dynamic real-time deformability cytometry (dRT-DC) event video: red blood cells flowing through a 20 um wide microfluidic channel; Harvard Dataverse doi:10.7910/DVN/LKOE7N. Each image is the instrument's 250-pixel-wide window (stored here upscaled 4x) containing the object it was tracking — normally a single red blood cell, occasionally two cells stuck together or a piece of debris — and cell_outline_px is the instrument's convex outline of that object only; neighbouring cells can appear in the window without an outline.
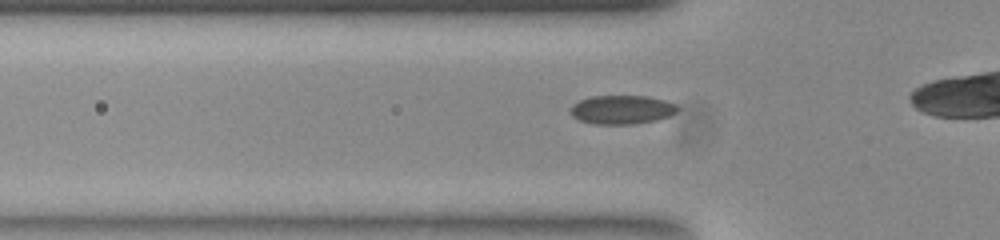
{"species": "common noctule bat (a hibernating species)", "species_latin": "Nyctalus noctula", "temperature_condition": "room temperature", "stored_images_in_passage": 33, "camera_frame_rate_fps": 3000, "um_per_image_px": 0.085, "animal": {"sex": "female", "body_mass_g": 23.0, "forearm_length_mm": 53.4}, "frame": {"image": 1, "passage_image": 8, "time_ms": 2.333, "image_size_px": [1000, 240], "cell_outline_px": [[680, 108], [676, 112], [668, 116], [656, 120], [628, 124], [596, 124], [580, 120], [572, 116], [568, 108], [572, 104], [588, 96], [648, 96], [664, 100], [676, 104]], "centroid_in_image_um": [52.83, 9.31], "position_along_channel_um": 73.0, "area_um2": 18.03}}
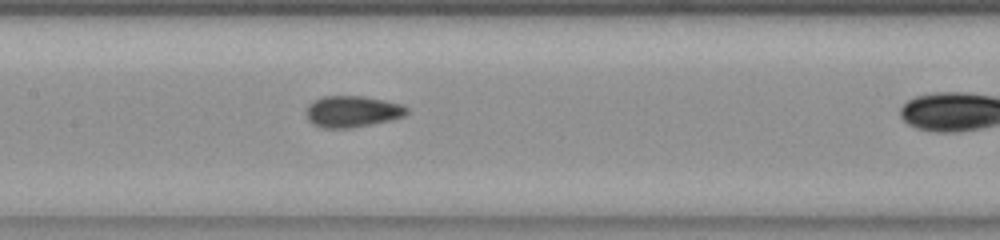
{"frame": {"image": 2, "passage_image": 16, "time_ms": 5.0, "image_size_px": [1000, 240], "cell_outline_px": [[408, 112], [404, 116], [388, 120], [368, 124], [344, 128], [324, 128], [312, 124], [308, 116], [308, 104], [312, 100], [324, 96], [364, 96], [404, 104], [408, 108]], "centroid_in_image_um": [29.96, 9.45], "position_along_channel_um": 177.4, "area_um2": 18.15}}
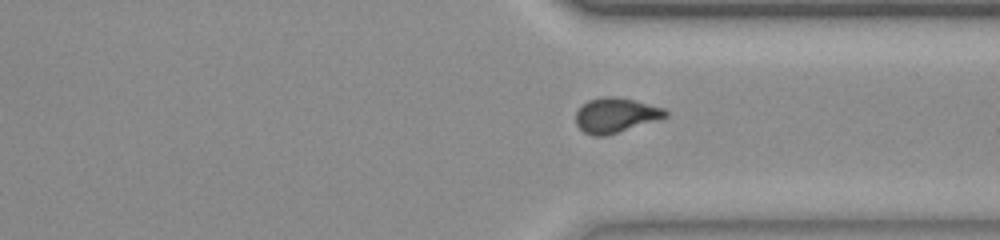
{"frame": {"image": 3, "passage_image": 30, "time_ms": 9.667, "image_size_px": [1000, 240], "cell_outline_px": [[668, 116], [604, 136], [596, 136], [584, 132], [576, 124], [576, 112], [588, 100], [600, 96], [616, 96], [664, 108], [668, 112]], "centroid_in_image_um": [52.3, 9.77], "position_along_channel_um": 359.1, "area_um2": 17.8}}